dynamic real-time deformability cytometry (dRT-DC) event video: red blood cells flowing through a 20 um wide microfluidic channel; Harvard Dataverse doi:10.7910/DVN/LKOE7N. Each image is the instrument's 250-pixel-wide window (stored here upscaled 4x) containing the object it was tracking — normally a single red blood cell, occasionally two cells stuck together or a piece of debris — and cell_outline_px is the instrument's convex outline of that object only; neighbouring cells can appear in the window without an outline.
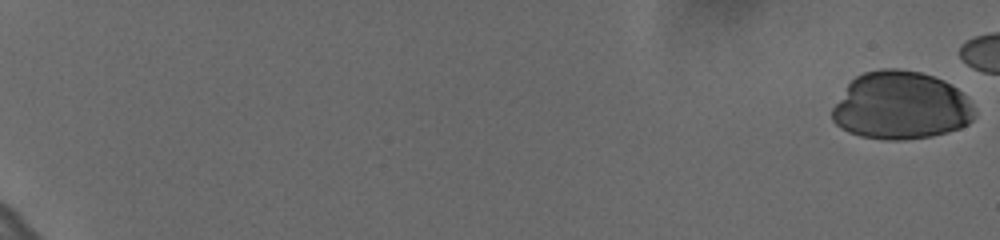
{"species": "human", "species_latin": "Homo sapiens", "temperature_condition": "cold", "stored_images_in_passage": 27, "camera_frame_rate_fps": 3000, "um_per_image_px": 0.085, "donor": {"sex": "female"}, "frame": {"image": 1, "passage_image": 1, "time_ms": 0.0, "image_size_px": [1000, 240], "cell_outline_px": [[976, 116], [968, 124], [960, 128], [948, 132], [932, 136], [904, 140], [884, 140], [860, 136], [848, 132], [840, 128], [832, 120], [832, 108], [848, 84], [856, 76], [864, 72], [880, 68], [896, 68], [920, 72], [944, 80], [956, 88], [972, 104], [976, 112]], "centroid_in_image_um": [76.56, 8.99], "position_along_channel_um": 8.4, "area_um2": 56.59}}